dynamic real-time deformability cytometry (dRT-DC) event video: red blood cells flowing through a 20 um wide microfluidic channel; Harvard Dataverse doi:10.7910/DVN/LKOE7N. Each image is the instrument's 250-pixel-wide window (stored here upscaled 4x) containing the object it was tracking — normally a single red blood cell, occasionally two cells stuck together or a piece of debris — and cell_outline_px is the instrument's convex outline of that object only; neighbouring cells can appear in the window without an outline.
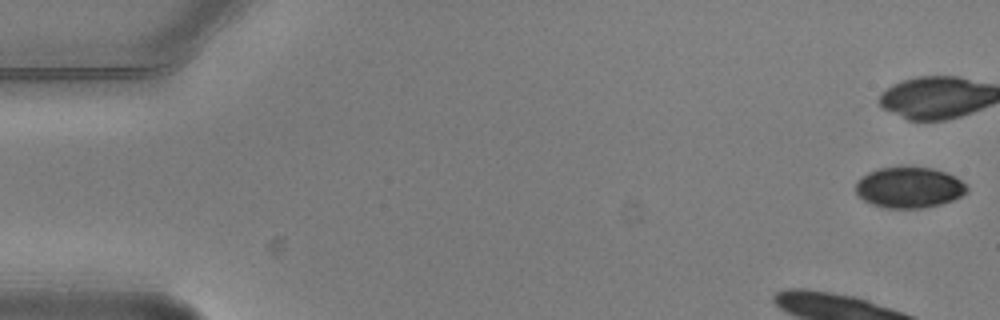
{"species": "common noctule bat (a hibernating species)", "species_latin": "Nyctalus noctula", "temperature_condition": "warm", "stored_images_in_passage": 15, "camera_frame_rate_fps": 3000, "um_per_image_px": 0.085, "animal": {"sex": "male", "body_mass_g": 20.5, "forearm_length_mm": 52.5}, "frame": {"image": 1, "passage_image": 1, "time_ms": 0.0, "image_size_px": [1000, 320], "cell_outline_px": [[968, 192], [952, 200], [940, 204], [920, 208], [888, 208], [872, 204], [864, 200], [856, 192], [856, 180], [868, 172], [880, 168], [900, 164], [932, 168], [956, 176], [968, 188]], "centroid_in_image_um": [77.26, 15.89], "position_along_channel_um": 7.7, "area_um2": 26.88}}